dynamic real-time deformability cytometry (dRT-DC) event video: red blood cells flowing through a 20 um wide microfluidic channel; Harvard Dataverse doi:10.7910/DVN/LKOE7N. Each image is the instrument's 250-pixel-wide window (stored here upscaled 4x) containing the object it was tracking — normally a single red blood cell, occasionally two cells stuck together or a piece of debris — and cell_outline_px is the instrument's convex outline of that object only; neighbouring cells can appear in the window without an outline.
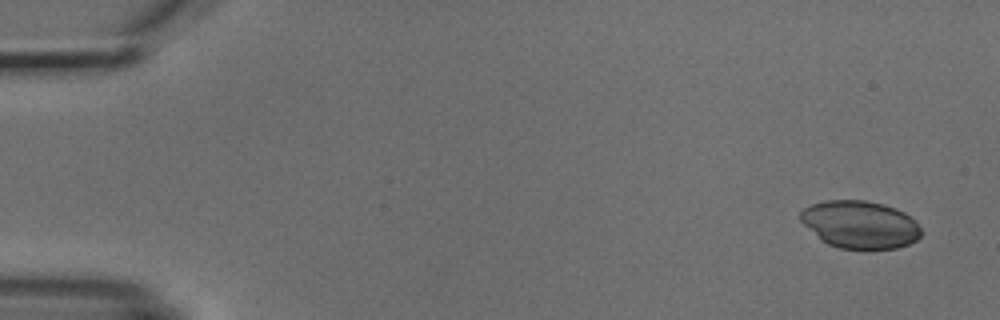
{"species": "common noctule bat (a hibernating species)", "species_latin": "Nyctalus noctula", "temperature_condition": "cold", "stored_images_in_passage": 5, "camera_frame_rate_fps": 3000, "um_per_image_px": 0.085, "animal": {"sex": "male", "body_mass_g": 18.8}, "frame": {"image": 1, "passage_image": 1, "time_ms": 0.0, "image_size_px": [1000, 320], "cell_outline_px": [[924, 232], [916, 240], [908, 244], [896, 248], [840, 248], [828, 244], [820, 240], [800, 220], [800, 212], [804, 208], [812, 204], [824, 200], [864, 200], [884, 204], [896, 208], [904, 212], [916, 220]], "centroid_in_image_um": [73.12, 19.07], "position_along_channel_um": 11.9, "area_um2": 33.58}}